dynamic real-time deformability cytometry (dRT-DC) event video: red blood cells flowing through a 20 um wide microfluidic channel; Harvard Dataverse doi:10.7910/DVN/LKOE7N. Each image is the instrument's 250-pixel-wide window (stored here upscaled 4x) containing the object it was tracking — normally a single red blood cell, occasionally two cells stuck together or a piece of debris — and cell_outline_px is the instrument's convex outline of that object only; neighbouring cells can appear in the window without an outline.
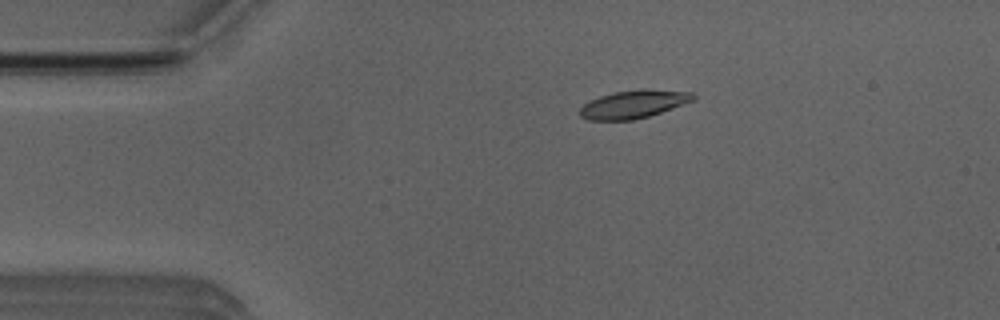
{"species": "Egyptian fruit bat (a non-hibernating species)", "species_latin": "Rousettus aegyptiacus", "temperature_condition": "room temperature", "stored_images_in_passage": 44, "camera_frame_rate_fps": 3000, "um_per_image_px": 0.085, "animal": {"sex": "male"}, "frame": {"image": 1, "passage_image": 1, "time_ms": 0.0, "image_size_px": [1000, 320], "cell_outline_px": [[696, 100], [648, 116], [632, 120], [588, 120], [580, 116], [576, 112], [588, 100], [612, 92], [692, 92], [696, 96]], "centroid_in_image_um": [53.74, 8.92], "position_along_channel_um": 31.3, "area_um2": 17.63}}
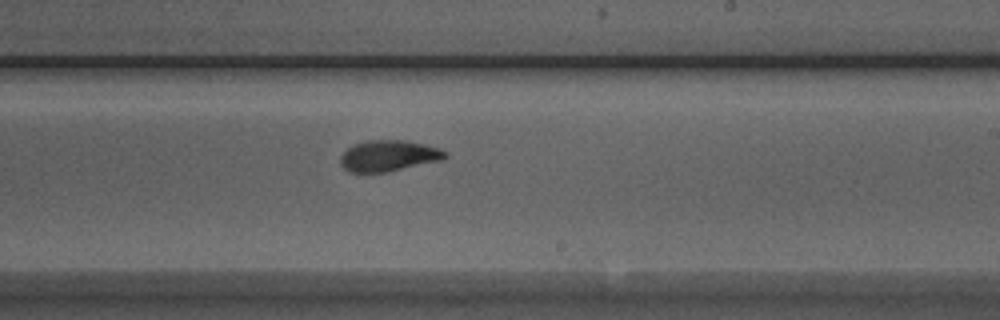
{"frame": {"image": 2, "passage_image": 22, "time_ms": 7.0, "image_size_px": [1000, 320], "cell_outline_px": [[448, 156], [444, 160], [388, 172], [348, 172], [340, 164], [340, 156], [348, 148], [356, 144], [368, 140], [404, 140], [424, 144], [440, 148], [448, 152]], "centroid_in_image_um": [33.08, 13.25], "position_along_channel_um": 255.9, "area_um2": 19.13}}
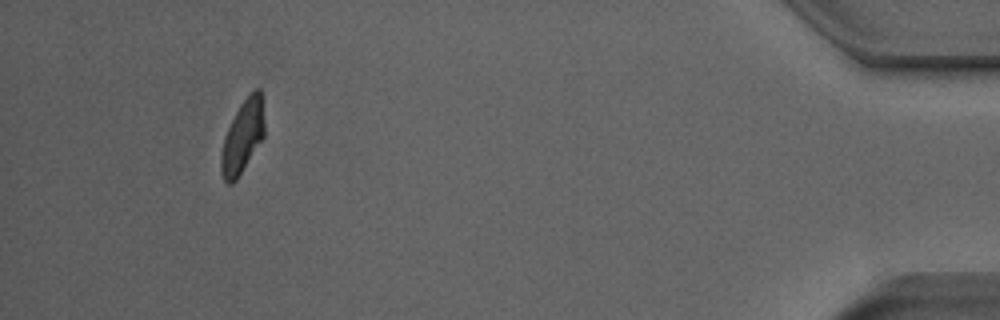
{"frame": {"image": 3, "passage_image": 40, "time_ms": 13.0, "image_size_px": [1000, 320], "cell_outline_px": [[264, 136], [236, 180], [232, 184], [228, 184], [224, 180], [220, 172], [220, 156], [224, 136], [240, 104], [248, 92], [256, 88], [260, 88], [264, 120]], "centroid_in_image_um": [20.61, 11.6], "position_along_channel_um": 414.6, "area_um2": 18.38}, "authors_computed_cell_mechanics": {"area_um2": 19.1318, "velocity_mm_per_s": 3.8603, "shape_relaxation_time_tau1_ms": 3.1991, "shape_relaxation_time_tau2_ms": 1.755, "deformation_change_tau1": 0.1609, "deformation_change_tau2": 0.0817}}